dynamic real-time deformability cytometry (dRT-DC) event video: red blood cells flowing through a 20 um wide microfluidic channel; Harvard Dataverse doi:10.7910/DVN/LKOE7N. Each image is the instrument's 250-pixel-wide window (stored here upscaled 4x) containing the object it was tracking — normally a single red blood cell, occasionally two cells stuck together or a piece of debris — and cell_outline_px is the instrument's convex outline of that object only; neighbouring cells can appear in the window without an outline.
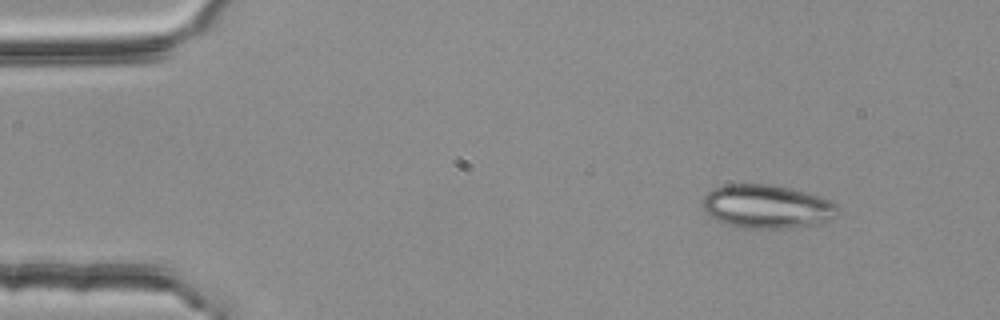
{"species": "common noctule bat (a hibernating species)", "species_latin": "Nyctalus noctula", "temperature_condition": "room temperature", "stored_images_in_passage": 4, "camera_frame_rate_fps": 3000, "um_per_image_px": 0.085, "animal": {"sex": "female", "body_mass_g": 25.1}, "frame": {"image": 1, "passage_image": 1, "time_ms": 0.0, "image_size_px": [1000, 320], "cell_outline_px": [[836, 216], [828, 220], [792, 228], [740, 228], [724, 224], [708, 216], [704, 212], [704, 196], [712, 188], [728, 184], [772, 184], [804, 192], [828, 200], [836, 204]], "centroid_in_image_um": [65.1, 17.56], "position_along_channel_um": 19.9, "area_um2": 34.04}}